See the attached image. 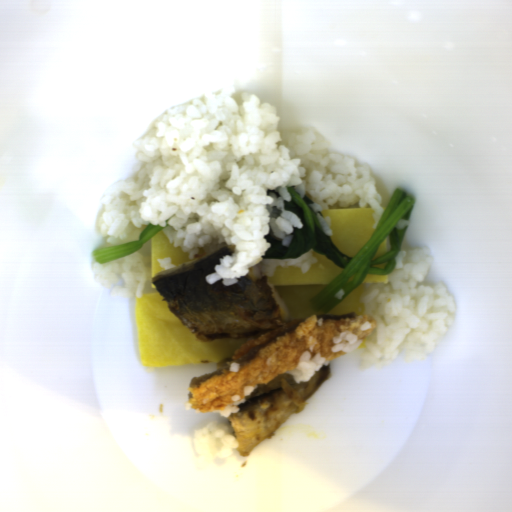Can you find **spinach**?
Here are the masks:
<instances>
[{
  "instance_id": "1",
  "label": "spinach",
  "mask_w": 512,
  "mask_h": 512,
  "mask_svg": "<svg viewBox=\"0 0 512 512\" xmlns=\"http://www.w3.org/2000/svg\"><path fill=\"white\" fill-rule=\"evenodd\" d=\"M291 199L284 201V209L292 211L300 220L302 228H294L288 246L282 245V239L276 237L273 228L264 235L270 247L261 257L263 259L298 258L309 250L327 257L336 267L344 268L329 282L310 302L314 311L328 313L364 280L367 274L390 275L395 267V259L401 252L402 242L408 226L398 230L396 224L400 219H411L415 199L407 192L396 188L393 196L370 239L353 256L348 257L339 251L332 238L325 234L316 212L310 207L314 202L308 195L301 198L292 187H287ZM390 236L391 250L375 260H371L378 246L385 237ZM388 262L386 268H374L372 264ZM343 289L345 295L337 300L334 294Z\"/></svg>"
},
{
  "instance_id": "2",
  "label": "spinach",
  "mask_w": 512,
  "mask_h": 512,
  "mask_svg": "<svg viewBox=\"0 0 512 512\" xmlns=\"http://www.w3.org/2000/svg\"><path fill=\"white\" fill-rule=\"evenodd\" d=\"M166 226H158L149 224L141 233L138 240L130 243L111 245L108 247H100L93 250L95 261L100 264L114 261L124 256L135 253L141 248L150 238L161 232Z\"/></svg>"
}]
</instances>
